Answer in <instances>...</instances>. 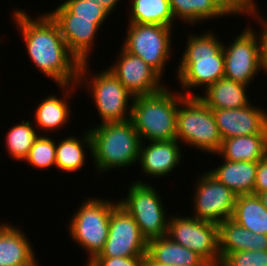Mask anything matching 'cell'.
Listing matches in <instances>:
<instances>
[{"label":"cell","instance_id":"cell-24","mask_svg":"<svg viewBox=\"0 0 267 266\" xmlns=\"http://www.w3.org/2000/svg\"><path fill=\"white\" fill-rule=\"evenodd\" d=\"M231 219L249 231L267 235V209L258 195H237Z\"/></svg>","mask_w":267,"mask_h":266},{"label":"cell","instance_id":"cell-2","mask_svg":"<svg viewBox=\"0 0 267 266\" xmlns=\"http://www.w3.org/2000/svg\"><path fill=\"white\" fill-rule=\"evenodd\" d=\"M181 56L177 69L181 93L185 97H198L200 94L188 93L190 89L210 85L225 76L223 43L209 30L205 34L191 35ZM187 93V94H186Z\"/></svg>","mask_w":267,"mask_h":266},{"label":"cell","instance_id":"cell-12","mask_svg":"<svg viewBox=\"0 0 267 266\" xmlns=\"http://www.w3.org/2000/svg\"><path fill=\"white\" fill-rule=\"evenodd\" d=\"M202 175V176H201ZM199 175L194 196L193 217L219 225L232 218L237 194L208 171Z\"/></svg>","mask_w":267,"mask_h":266},{"label":"cell","instance_id":"cell-4","mask_svg":"<svg viewBox=\"0 0 267 266\" xmlns=\"http://www.w3.org/2000/svg\"><path fill=\"white\" fill-rule=\"evenodd\" d=\"M164 87L150 95L134 96L131 100V121L141 141L175 140L177 109L185 96Z\"/></svg>","mask_w":267,"mask_h":266},{"label":"cell","instance_id":"cell-6","mask_svg":"<svg viewBox=\"0 0 267 266\" xmlns=\"http://www.w3.org/2000/svg\"><path fill=\"white\" fill-rule=\"evenodd\" d=\"M118 204L99 197L85 199L71 218L68 226L70 237L89 253L85 265L103 250L108 238L111 211Z\"/></svg>","mask_w":267,"mask_h":266},{"label":"cell","instance_id":"cell-21","mask_svg":"<svg viewBox=\"0 0 267 266\" xmlns=\"http://www.w3.org/2000/svg\"><path fill=\"white\" fill-rule=\"evenodd\" d=\"M223 160L208 172L237 195L253 194L258 162Z\"/></svg>","mask_w":267,"mask_h":266},{"label":"cell","instance_id":"cell-23","mask_svg":"<svg viewBox=\"0 0 267 266\" xmlns=\"http://www.w3.org/2000/svg\"><path fill=\"white\" fill-rule=\"evenodd\" d=\"M217 154L231 162H258L267 155V134L226 138Z\"/></svg>","mask_w":267,"mask_h":266},{"label":"cell","instance_id":"cell-26","mask_svg":"<svg viewBox=\"0 0 267 266\" xmlns=\"http://www.w3.org/2000/svg\"><path fill=\"white\" fill-rule=\"evenodd\" d=\"M84 136L81 139L73 136L66 137L56 142V168L62 170L63 172H76L85 163V149L84 147L90 149L92 153V139L89 130L84 131ZM84 144V145H83Z\"/></svg>","mask_w":267,"mask_h":266},{"label":"cell","instance_id":"cell-9","mask_svg":"<svg viewBox=\"0 0 267 266\" xmlns=\"http://www.w3.org/2000/svg\"><path fill=\"white\" fill-rule=\"evenodd\" d=\"M126 34L122 48L139 56L162 77L172 55V27L129 23Z\"/></svg>","mask_w":267,"mask_h":266},{"label":"cell","instance_id":"cell-35","mask_svg":"<svg viewBox=\"0 0 267 266\" xmlns=\"http://www.w3.org/2000/svg\"><path fill=\"white\" fill-rule=\"evenodd\" d=\"M230 15H247L257 4L254 0H216Z\"/></svg>","mask_w":267,"mask_h":266},{"label":"cell","instance_id":"cell-29","mask_svg":"<svg viewBox=\"0 0 267 266\" xmlns=\"http://www.w3.org/2000/svg\"><path fill=\"white\" fill-rule=\"evenodd\" d=\"M32 123L30 120H22L20 124H15L6 133V150L14 160L23 161L40 135Z\"/></svg>","mask_w":267,"mask_h":266},{"label":"cell","instance_id":"cell-20","mask_svg":"<svg viewBox=\"0 0 267 266\" xmlns=\"http://www.w3.org/2000/svg\"><path fill=\"white\" fill-rule=\"evenodd\" d=\"M146 255L162 266H210L194 251L167 236L149 240Z\"/></svg>","mask_w":267,"mask_h":266},{"label":"cell","instance_id":"cell-38","mask_svg":"<svg viewBox=\"0 0 267 266\" xmlns=\"http://www.w3.org/2000/svg\"><path fill=\"white\" fill-rule=\"evenodd\" d=\"M141 266H162V265L152 261L147 255H145L141 260Z\"/></svg>","mask_w":267,"mask_h":266},{"label":"cell","instance_id":"cell-31","mask_svg":"<svg viewBox=\"0 0 267 266\" xmlns=\"http://www.w3.org/2000/svg\"><path fill=\"white\" fill-rule=\"evenodd\" d=\"M75 18L95 19V22L102 27L104 20L110 15L98 0H66L61 3ZM102 24V25H101Z\"/></svg>","mask_w":267,"mask_h":266},{"label":"cell","instance_id":"cell-32","mask_svg":"<svg viewBox=\"0 0 267 266\" xmlns=\"http://www.w3.org/2000/svg\"><path fill=\"white\" fill-rule=\"evenodd\" d=\"M220 266H267V251H237L229 253Z\"/></svg>","mask_w":267,"mask_h":266},{"label":"cell","instance_id":"cell-30","mask_svg":"<svg viewBox=\"0 0 267 266\" xmlns=\"http://www.w3.org/2000/svg\"><path fill=\"white\" fill-rule=\"evenodd\" d=\"M56 141L47 137L46 135H39L35 140L33 146L29 150L27 157L24 159L26 162L38 169H45L49 167H56Z\"/></svg>","mask_w":267,"mask_h":266},{"label":"cell","instance_id":"cell-14","mask_svg":"<svg viewBox=\"0 0 267 266\" xmlns=\"http://www.w3.org/2000/svg\"><path fill=\"white\" fill-rule=\"evenodd\" d=\"M117 57L109 70L133 96L154 94L165 87L162 77L139 56L121 47Z\"/></svg>","mask_w":267,"mask_h":266},{"label":"cell","instance_id":"cell-1","mask_svg":"<svg viewBox=\"0 0 267 266\" xmlns=\"http://www.w3.org/2000/svg\"><path fill=\"white\" fill-rule=\"evenodd\" d=\"M13 12V23L21 32L32 63L38 71H42L57 83L61 90L65 88L62 97L65 92L70 98V91L72 92L78 86L81 63L70 52L56 22L48 13L32 19L20 9Z\"/></svg>","mask_w":267,"mask_h":266},{"label":"cell","instance_id":"cell-39","mask_svg":"<svg viewBox=\"0 0 267 266\" xmlns=\"http://www.w3.org/2000/svg\"><path fill=\"white\" fill-rule=\"evenodd\" d=\"M261 199L263 206L267 209V193L258 194Z\"/></svg>","mask_w":267,"mask_h":266},{"label":"cell","instance_id":"cell-3","mask_svg":"<svg viewBox=\"0 0 267 266\" xmlns=\"http://www.w3.org/2000/svg\"><path fill=\"white\" fill-rule=\"evenodd\" d=\"M92 139V157L97 172L123 168L138 163L141 138L131 119L99 123L89 129Z\"/></svg>","mask_w":267,"mask_h":266},{"label":"cell","instance_id":"cell-7","mask_svg":"<svg viewBox=\"0 0 267 266\" xmlns=\"http://www.w3.org/2000/svg\"><path fill=\"white\" fill-rule=\"evenodd\" d=\"M88 66L89 62L80 64L77 84L78 87L88 84L86 88L89 87L88 89L91 90V97H93L98 114L101 117V123L131 119L132 107L128 102L130 103V100L134 99L132 93L107 68L98 74L86 75L90 74L88 73ZM87 76H89L90 81L87 79Z\"/></svg>","mask_w":267,"mask_h":266},{"label":"cell","instance_id":"cell-5","mask_svg":"<svg viewBox=\"0 0 267 266\" xmlns=\"http://www.w3.org/2000/svg\"><path fill=\"white\" fill-rule=\"evenodd\" d=\"M181 105V106H180ZM176 139L199 151L217 154L222 138L212 110L199 97H185L177 109Z\"/></svg>","mask_w":267,"mask_h":266},{"label":"cell","instance_id":"cell-8","mask_svg":"<svg viewBox=\"0 0 267 266\" xmlns=\"http://www.w3.org/2000/svg\"><path fill=\"white\" fill-rule=\"evenodd\" d=\"M128 189L127 197L118 203L134 218L142 236L147 242L167 236L169 216L156 188L139 180Z\"/></svg>","mask_w":267,"mask_h":266},{"label":"cell","instance_id":"cell-11","mask_svg":"<svg viewBox=\"0 0 267 266\" xmlns=\"http://www.w3.org/2000/svg\"><path fill=\"white\" fill-rule=\"evenodd\" d=\"M256 33L250 26L237 35L231 45H223L225 78L248 86L263 69Z\"/></svg>","mask_w":267,"mask_h":266},{"label":"cell","instance_id":"cell-15","mask_svg":"<svg viewBox=\"0 0 267 266\" xmlns=\"http://www.w3.org/2000/svg\"><path fill=\"white\" fill-rule=\"evenodd\" d=\"M48 14L59 27L70 52L80 63L88 62L96 33L100 30L95 19L75 18V14L70 13L62 4Z\"/></svg>","mask_w":267,"mask_h":266},{"label":"cell","instance_id":"cell-19","mask_svg":"<svg viewBox=\"0 0 267 266\" xmlns=\"http://www.w3.org/2000/svg\"><path fill=\"white\" fill-rule=\"evenodd\" d=\"M34 247L15 225L0 224V266H33Z\"/></svg>","mask_w":267,"mask_h":266},{"label":"cell","instance_id":"cell-10","mask_svg":"<svg viewBox=\"0 0 267 266\" xmlns=\"http://www.w3.org/2000/svg\"><path fill=\"white\" fill-rule=\"evenodd\" d=\"M167 237L194 251L210 266H220L218 225L178 214L169 217Z\"/></svg>","mask_w":267,"mask_h":266},{"label":"cell","instance_id":"cell-36","mask_svg":"<svg viewBox=\"0 0 267 266\" xmlns=\"http://www.w3.org/2000/svg\"><path fill=\"white\" fill-rule=\"evenodd\" d=\"M267 193V155L258 161L253 194Z\"/></svg>","mask_w":267,"mask_h":266},{"label":"cell","instance_id":"cell-37","mask_svg":"<svg viewBox=\"0 0 267 266\" xmlns=\"http://www.w3.org/2000/svg\"><path fill=\"white\" fill-rule=\"evenodd\" d=\"M118 1L120 0H98V3L110 14L119 3Z\"/></svg>","mask_w":267,"mask_h":266},{"label":"cell","instance_id":"cell-27","mask_svg":"<svg viewBox=\"0 0 267 266\" xmlns=\"http://www.w3.org/2000/svg\"><path fill=\"white\" fill-rule=\"evenodd\" d=\"M67 98L66 95L62 99H59L58 96L50 95L38 104L34 111V125L36 124L38 131L45 130V132H48L49 130L51 132L54 129L60 130L58 127L63 128L69 121L71 114Z\"/></svg>","mask_w":267,"mask_h":266},{"label":"cell","instance_id":"cell-18","mask_svg":"<svg viewBox=\"0 0 267 266\" xmlns=\"http://www.w3.org/2000/svg\"><path fill=\"white\" fill-rule=\"evenodd\" d=\"M218 240L221 261L237 251H267V235L249 231L231 218L218 225Z\"/></svg>","mask_w":267,"mask_h":266},{"label":"cell","instance_id":"cell-17","mask_svg":"<svg viewBox=\"0 0 267 266\" xmlns=\"http://www.w3.org/2000/svg\"><path fill=\"white\" fill-rule=\"evenodd\" d=\"M179 145L177 139L149 141L147 145L141 143L138 162L142 173L155 178L168 176L182 161V148Z\"/></svg>","mask_w":267,"mask_h":266},{"label":"cell","instance_id":"cell-16","mask_svg":"<svg viewBox=\"0 0 267 266\" xmlns=\"http://www.w3.org/2000/svg\"><path fill=\"white\" fill-rule=\"evenodd\" d=\"M222 140L226 138L267 134L266 110L249 104L234 109H213Z\"/></svg>","mask_w":267,"mask_h":266},{"label":"cell","instance_id":"cell-34","mask_svg":"<svg viewBox=\"0 0 267 266\" xmlns=\"http://www.w3.org/2000/svg\"><path fill=\"white\" fill-rule=\"evenodd\" d=\"M257 4L252 8V10L247 14L253 16L258 20L259 25H261V32L258 35L260 41V53H261V64L263 67V72L267 73V18H262L263 16L259 15Z\"/></svg>","mask_w":267,"mask_h":266},{"label":"cell","instance_id":"cell-25","mask_svg":"<svg viewBox=\"0 0 267 266\" xmlns=\"http://www.w3.org/2000/svg\"><path fill=\"white\" fill-rule=\"evenodd\" d=\"M169 4L175 21L180 19L187 24L230 16L216 0H169Z\"/></svg>","mask_w":267,"mask_h":266},{"label":"cell","instance_id":"cell-22","mask_svg":"<svg viewBox=\"0 0 267 266\" xmlns=\"http://www.w3.org/2000/svg\"><path fill=\"white\" fill-rule=\"evenodd\" d=\"M247 85L221 78L210 85L205 91L204 96H198L211 110L213 109H234L246 107L250 104L247 97Z\"/></svg>","mask_w":267,"mask_h":266},{"label":"cell","instance_id":"cell-13","mask_svg":"<svg viewBox=\"0 0 267 266\" xmlns=\"http://www.w3.org/2000/svg\"><path fill=\"white\" fill-rule=\"evenodd\" d=\"M147 240L142 236L134 218L117 205L110 216L108 238L105 246L96 257L145 256Z\"/></svg>","mask_w":267,"mask_h":266},{"label":"cell","instance_id":"cell-33","mask_svg":"<svg viewBox=\"0 0 267 266\" xmlns=\"http://www.w3.org/2000/svg\"><path fill=\"white\" fill-rule=\"evenodd\" d=\"M143 257H95L86 266H141Z\"/></svg>","mask_w":267,"mask_h":266},{"label":"cell","instance_id":"cell-28","mask_svg":"<svg viewBox=\"0 0 267 266\" xmlns=\"http://www.w3.org/2000/svg\"><path fill=\"white\" fill-rule=\"evenodd\" d=\"M130 4L129 23L158 24L173 28L175 19L169 0H133Z\"/></svg>","mask_w":267,"mask_h":266}]
</instances>
